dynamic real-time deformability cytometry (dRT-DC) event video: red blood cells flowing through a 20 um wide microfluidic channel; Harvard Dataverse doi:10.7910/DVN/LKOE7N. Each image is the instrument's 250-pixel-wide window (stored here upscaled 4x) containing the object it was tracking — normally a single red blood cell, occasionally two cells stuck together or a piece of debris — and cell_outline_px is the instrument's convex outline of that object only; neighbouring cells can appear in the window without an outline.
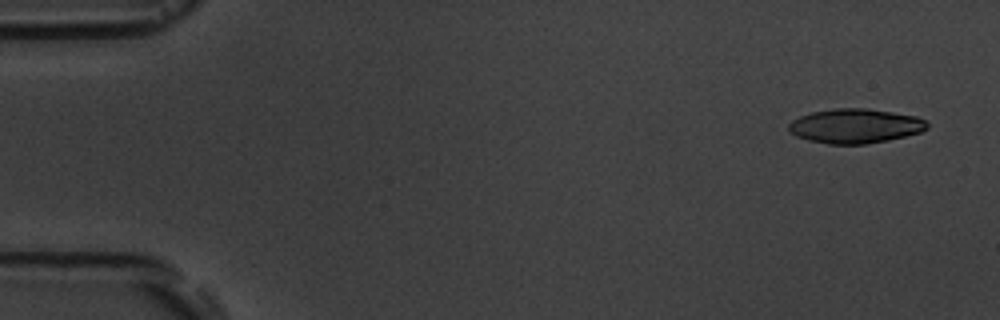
{"species": "common noctule bat (a hibernating species)", "species_latin": "Nyctalus noctula", "temperature_condition": "room temperature", "stored_images_in_passage": 4, "camera_frame_rate_fps": 3000, "um_per_image_px": 0.085, "animal": {"sex": "male", "body_mass_g": 19.5, "forearm_length_mm": 54.6}, "frame": {"image": 1, "passage_image": 1, "time_ms": 0.0, "image_size_px": [1000, 320], "cell_outline_px": [[928, 128], [920, 132], [888, 140], [864, 144], [828, 144], [808, 140], [796, 136], [788, 132], [788, 124], [792, 120], [800, 116], [812, 112], [836, 108], [868, 108], [916, 116], [924, 120], [928, 124]], "centroid_in_image_um": [72.66, 10.71], "position_along_channel_um": 12.3, "area_um2": 27.8}}
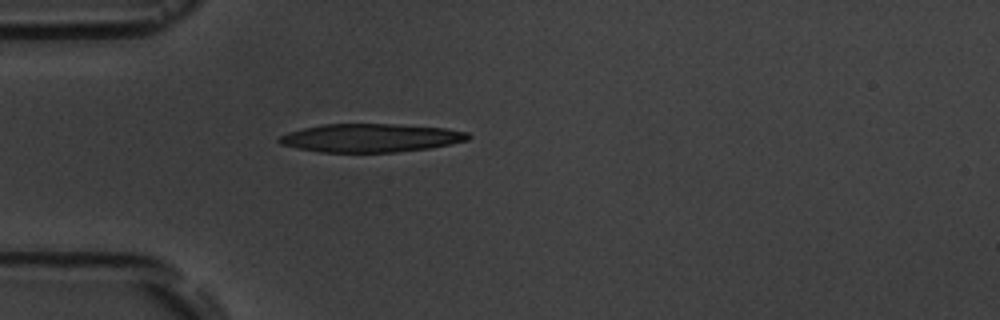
{"frame": {"image": 2, "passage_image": 4, "time_ms": 4.333, "image_size_px": [1000, 320], "cell_outline_px": [[472, 136], [468, 140], [428, 148], [396, 152], [320, 152], [296, 148], [280, 144], [276, 140], [280, 136], [288, 132], [304, 128], [324, 124], [392, 124], [444, 128], [468, 132]], "centroid_in_image_um": [31.47, 11.72], "position_along_channel_um": 53.5, "area_um2": 31.1}}